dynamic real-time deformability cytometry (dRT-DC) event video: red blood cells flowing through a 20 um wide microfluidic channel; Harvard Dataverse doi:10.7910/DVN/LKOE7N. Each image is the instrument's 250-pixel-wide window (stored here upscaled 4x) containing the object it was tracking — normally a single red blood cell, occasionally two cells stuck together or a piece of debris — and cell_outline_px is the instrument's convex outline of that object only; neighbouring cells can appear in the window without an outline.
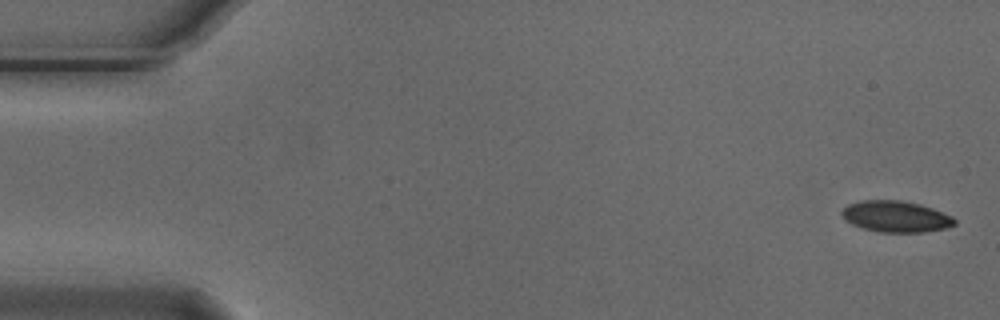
{"species": "Egyptian fruit bat (a non-hibernating species)", "species_latin": "Rousettus aegyptiacus", "temperature_condition": "cold", "stored_images_in_passage": 5, "camera_frame_rate_fps": 3000, "um_per_image_px": 0.085, "animal": {"sex": "male"}, "frame": {"image": 1, "passage_image": 1, "time_ms": 0.0, "image_size_px": [1000, 320], "cell_outline_px": [[956, 224], [944, 228], [924, 232], [880, 232], [864, 228], [852, 224], [844, 220], [840, 212], [848, 204], [860, 200], [900, 200], [920, 204], [932, 208], [952, 216], [956, 220]], "centroid_in_image_um": [76.13, 18.4], "position_along_channel_um": 8.9, "area_um2": 20.52}}